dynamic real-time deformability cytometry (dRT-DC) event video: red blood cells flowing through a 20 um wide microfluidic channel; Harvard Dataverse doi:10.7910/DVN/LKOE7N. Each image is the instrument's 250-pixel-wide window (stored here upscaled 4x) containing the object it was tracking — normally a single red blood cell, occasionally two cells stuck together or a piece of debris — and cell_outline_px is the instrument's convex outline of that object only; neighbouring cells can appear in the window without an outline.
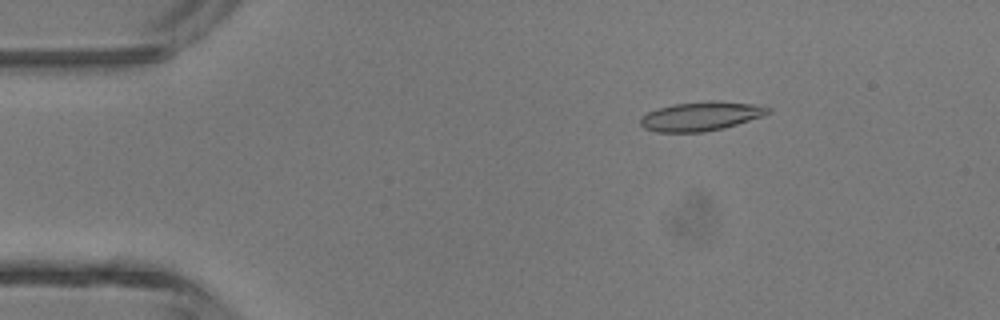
{"species": "common noctule bat (a hibernating species)", "species_latin": "Nyctalus noctula", "temperature_condition": "room temperature", "stored_images_in_passage": 3, "camera_frame_rate_fps": 3000, "um_per_image_px": 0.085, "animal": {"sex": "male", "body_mass_g": 13.3}, "frame": {"image": 1, "passage_image": 2, "time_ms": 1.333, "image_size_px": [1000, 320], "cell_outline_px": [[772, 112], [764, 116], [724, 128], [704, 132], [656, 132], [644, 128], [640, 124], [640, 120], [648, 112], [672, 104], [712, 100], [752, 104], [772, 108]], "centroid_in_image_um": [59.62, 9.88], "position_along_channel_um": 25.4, "area_um2": 21.62}}